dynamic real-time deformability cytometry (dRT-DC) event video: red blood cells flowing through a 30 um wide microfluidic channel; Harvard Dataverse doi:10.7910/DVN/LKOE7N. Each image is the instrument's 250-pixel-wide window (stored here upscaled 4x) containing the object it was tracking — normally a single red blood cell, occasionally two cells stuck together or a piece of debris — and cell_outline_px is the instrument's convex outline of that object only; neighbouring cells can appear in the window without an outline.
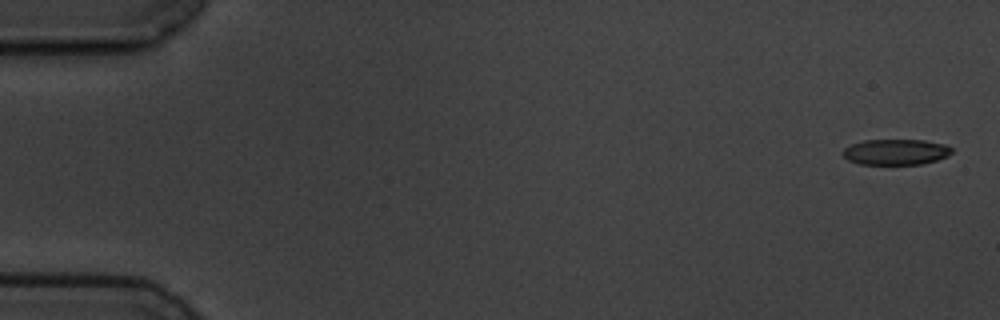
{"species": "common noctule bat (a hibernating species)", "species_latin": "Nyctalus noctula", "temperature_condition": "cold", "stored_images_in_passage": 7, "camera_frame_rate_fps": 3000, "um_per_image_px": 0.085, "animal": {"sex": "male", "body_mass_g": 19.5, "forearm_length_mm": 54.6}, "frame": {"image": 1, "passage_image": 1, "time_ms": 0.0, "image_size_px": [1000, 320], "cell_outline_px": [[952, 152], [948, 156], [936, 160], [920, 164], [860, 164], [848, 160], [840, 152], [844, 148], [852, 144], [864, 140], [924, 140], [944, 144], [952, 148]], "centroid_in_image_um": [76.13, 12.91], "position_along_channel_um": 8.9, "area_um2": 16.3}}
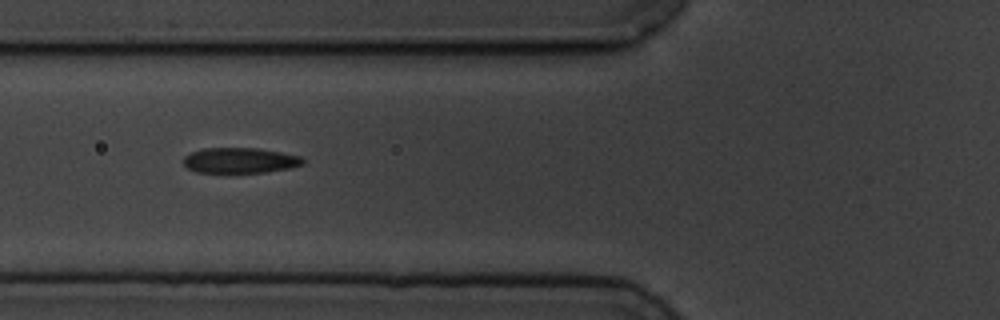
{"frame": {"image": 2, "passage_image": 6, "time_ms": 6.667, "image_size_px": [1000, 320], "cell_outline_px": [[304, 164], [288, 168], [264, 172], [196, 172], [188, 168], [184, 164], [184, 156], [192, 152], [204, 148], [256, 148], [280, 152], [300, 156], [304, 160]], "centroid_in_image_um": [20.39, 13.63], "position_along_channel_um": 105.4, "area_um2": 17.46}}
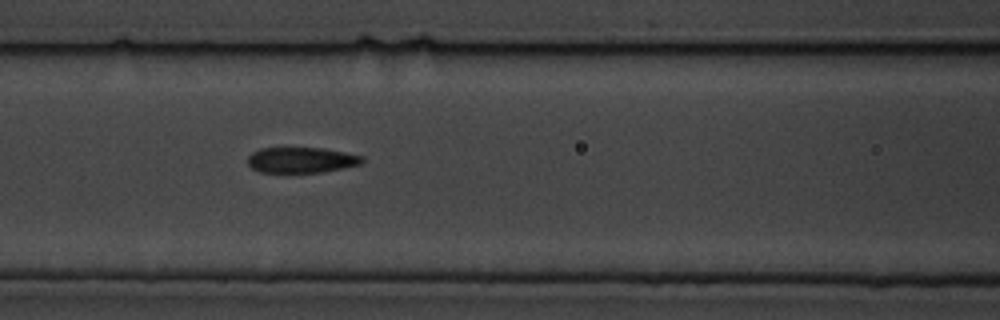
{"frame": {"image": 3, "passage_image": 7, "time_ms": 7.667, "image_size_px": [1000, 320], "cell_outline_px": [[364, 160], [360, 164], [344, 168], [320, 172], [260, 172], [252, 168], [248, 164], [248, 156], [252, 152], [260, 148], [324, 148], [364, 156]], "centroid_in_image_um": [25.61, 13.59], "position_along_channel_um": 141.0, "area_um2": 17.05}}